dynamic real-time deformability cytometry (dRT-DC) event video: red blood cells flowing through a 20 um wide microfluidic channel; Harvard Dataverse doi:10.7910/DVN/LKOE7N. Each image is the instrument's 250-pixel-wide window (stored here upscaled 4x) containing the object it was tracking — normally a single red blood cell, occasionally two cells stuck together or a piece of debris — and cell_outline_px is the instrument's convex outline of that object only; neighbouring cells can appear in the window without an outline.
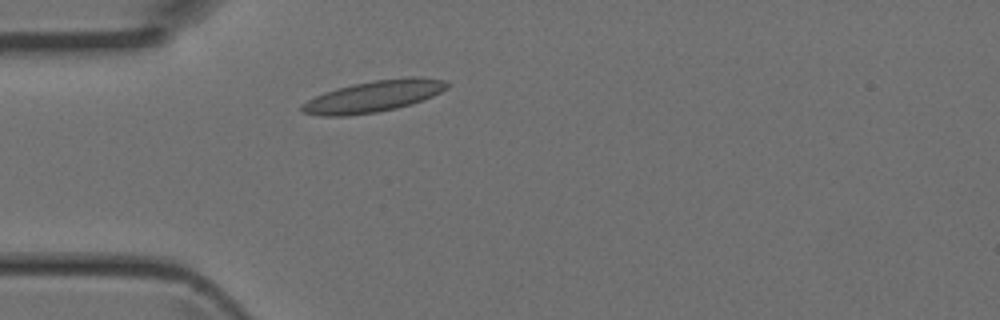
{"species": "Egyptian fruit bat (a non-hibernating species)", "species_latin": "Rousettus aegyptiacus", "temperature_condition": "room temperature", "stored_images_in_passage": 2, "camera_frame_rate_fps": 3000, "um_per_image_px": 0.085, "animal": {"sex": "female"}, "frame": {"image": 1, "passage_image": 2, "time_ms": 0.333, "image_size_px": [1000, 320], "cell_outline_px": [[448, 88], [424, 100], [412, 104], [396, 108], [376, 112], [348, 116], [320, 116], [300, 112], [300, 104], [324, 92], [336, 88], [352, 84], [376, 80], [412, 76], [420, 76], [444, 80], [448, 84]], "centroid_in_image_um": [31.73, 8.19], "position_along_channel_um": 53.3, "area_um2": 26.76}}